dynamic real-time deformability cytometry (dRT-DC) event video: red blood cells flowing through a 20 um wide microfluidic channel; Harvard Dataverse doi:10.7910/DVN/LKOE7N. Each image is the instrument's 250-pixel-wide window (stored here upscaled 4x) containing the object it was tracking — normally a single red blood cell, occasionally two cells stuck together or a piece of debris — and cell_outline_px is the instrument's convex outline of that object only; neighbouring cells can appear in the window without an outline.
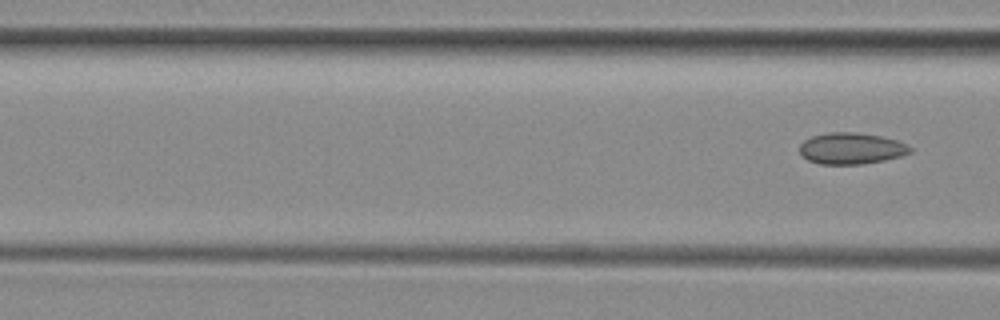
{"species": "common noctule bat (a hibernating species)", "species_latin": "Nyctalus noctula", "temperature_condition": "room temperature", "stored_images_in_passage": 6, "camera_frame_rate_fps": 3000, "um_per_image_px": 0.085, "animal": {"sex": "female", "body_mass_g": 29.2, "forearm_length_mm": 56.3}, "frame": {"image": 1, "passage_image": 6, "time_ms": 6.333, "image_size_px": [1000, 320], "cell_outline_px": [[912, 152], [900, 156], [884, 160], [860, 164], [820, 164], [808, 160], [800, 152], [800, 144], [804, 140], [812, 136], [828, 132], [856, 132], [880, 136], [896, 140], [912, 148]], "centroid_in_image_um": [72.34, 12.61], "position_along_channel_um": 94.3, "area_um2": 20.06}}